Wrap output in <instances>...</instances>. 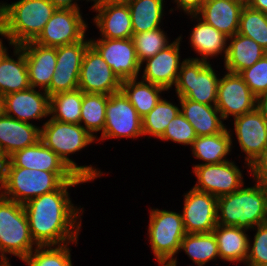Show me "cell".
<instances>
[{
	"instance_id": "6da1fadb",
	"label": "cell",
	"mask_w": 267,
	"mask_h": 266,
	"mask_svg": "<svg viewBox=\"0 0 267 266\" xmlns=\"http://www.w3.org/2000/svg\"><path fill=\"white\" fill-rule=\"evenodd\" d=\"M86 182L89 181H66L59 189L24 204L30 234L36 246L77 244L81 227V221L77 222V219L83 210L73 206L67 190Z\"/></svg>"
},
{
	"instance_id": "7a4b0ae2",
	"label": "cell",
	"mask_w": 267,
	"mask_h": 266,
	"mask_svg": "<svg viewBox=\"0 0 267 266\" xmlns=\"http://www.w3.org/2000/svg\"><path fill=\"white\" fill-rule=\"evenodd\" d=\"M66 181L88 180L75 172H47L15 167L5 159L0 168V195L24 205L33 198L59 189Z\"/></svg>"
},
{
	"instance_id": "3957f363",
	"label": "cell",
	"mask_w": 267,
	"mask_h": 266,
	"mask_svg": "<svg viewBox=\"0 0 267 266\" xmlns=\"http://www.w3.org/2000/svg\"><path fill=\"white\" fill-rule=\"evenodd\" d=\"M253 177L254 186L217 197V224L256 229L267 223V184L257 173Z\"/></svg>"
},
{
	"instance_id": "277c9868",
	"label": "cell",
	"mask_w": 267,
	"mask_h": 266,
	"mask_svg": "<svg viewBox=\"0 0 267 266\" xmlns=\"http://www.w3.org/2000/svg\"><path fill=\"white\" fill-rule=\"evenodd\" d=\"M56 9L49 0L0 3V36L7 38L13 47L34 41Z\"/></svg>"
},
{
	"instance_id": "5b68a950",
	"label": "cell",
	"mask_w": 267,
	"mask_h": 266,
	"mask_svg": "<svg viewBox=\"0 0 267 266\" xmlns=\"http://www.w3.org/2000/svg\"><path fill=\"white\" fill-rule=\"evenodd\" d=\"M40 140L56 153L77 175L88 181L103 175L101 170L90 166H78L68 156L97 140L82 124H71L49 119L41 128Z\"/></svg>"
},
{
	"instance_id": "8992f818",
	"label": "cell",
	"mask_w": 267,
	"mask_h": 266,
	"mask_svg": "<svg viewBox=\"0 0 267 266\" xmlns=\"http://www.w3.org/2000/svg\"><path fill=\"white\" fill-rule=\"evenodd\" d=\"M33 241L24 205L0 195V261L10 265L7 254L26 258L32 251Z\"/></svg>"
},
{
	"instance_id": "52a82bcc",
	"label": "cell",
	"mask_w": 267,
	"mask_h": 266,
	"mask_svg": "<svg viewBox=\"0 0 267 266\" xmlns=\"http://www.w3.org/2000/svg\"><path fill=\"white\" fill-rule=\"evenodd\" d=\"M219 80L209 62L198 57L186 58L179 70L175 92L178 97L216 106Z\"/></svg>"
},
{
	"instance_id": "ba28073f",
	"label": "cell",
	"mask_w": 267,
	"mask_h": 266,
	"mask_svg": "<svg viewBox=\"0 0 267 266\" xmlns=\"http://www.w3.org/2000/svg\"><path fill=\"white\" fill-rule=\"evenodd\" d=\"M151 249L161 266L172 262L178 253L181 241L187 234L181 214L160 209H151L149 220Z\"/></svg>"
},
{
	"instance_id": "9c48e42d",
	"label": "cell",
	"mask_w": 267,
	"mask_h": 266,
	"mask_svg": "<svg viewBox=\"0 0 267 266\" xmlns=\"http://www.w3.org/2000/svg\"><path fill=\"white\" fill-rule=\"evenodd\" d=\"M234 131L252 174L267 161V121L255 109L234 118Z\"/></svg>"
},
{
	"instance_id": "30bf717a",
	"label": "cell",
	"mask_w": 267,
	"mask_h": 266,
	"mask_svg": "<svg viewBox=\"0 0 267 266\" xmlns=\"http://www.w3.org/2000/svg\"><path fill=\"white\" fill-rule=\"evenodd\" d=\"M101 139L143 136L142 118L122 91L108 95Z\"/></svg>"
},
{
	"instance_id": "8fae6325",
	"label": "cell",
	"mask_w": 267,
	"mask_h": 266,
	"mask_svg": "<svg viewBox=\"0 0 267 266\" xmlns=\"http://www.w3.org/2000/svg\"><path fill=\"white\" fill-rule=\"evenodd\" d=\"M87 25L80 11L56 9L34 42L47 47L73 44L85 38Z\"/></svg>"
},
{
	"instance_id": "7c38bea8",
	"label": "cell",
	"mask_w": 267,
	"mask_h": 266,
	"mask_svg": "<svg viewBox=\"0 0 267 266\" xmlns=\"http://www.w3.org/2000/svg\"><path fill=\"white\" fill-rule=\"evenodd\" d=\"M121 86L122 81L90 44L82 59L78 89L83 93L110 95L120 92Z\"/></svg>"
},
{
	"instance_id": "4fadbf2b",
	"label": "cell",
	"mask_w": 267,
	"mask_h": 266,
	"mask_svg": "<svg viewBox=\"0 0 267 266\" xmlns=\"http://www.w3.org/2000/svg\"><path fill=\"white\" fill-rule=\"evenodd\" d=\"M197 177L194 189L216 197L230 194L243 187V176L234 162L198 164L193 167Z\"/></svg>"
},
{
	"instance_id": "5bb4252c",
	"label": "cell",
	"mask_w": 267,
	"mask_h": 266,
	"mask_svg": "<svg viewBox=\"0 0 267 266\" xmlns=\"http://www.w3.org/2000/svg\"><path fill=\"white\" fill-rule=\"evenodd\" d=\"M90 40L57 47L55 71L49 85V97L78 89L82 59Z\"/></svg>"
},
{
	"instance_id": "9a60e30c",
	"label": "cell",
	"mask_w": 267,
	"mask_h": 266,
	"mask_svg": "<svg viewBox=\"0 0 267 266\" xmlns=\"http://www.w3.org/2000/svg\"><path fill=\"white\" fill-rule=\"evenodd\" d=\"M216 108L223 120L242 116L256 109V96L238 73L227 71L218 83Z\"/></svg>"
},
{
	"instance_id": "2e32d148",
	"label": "cell",
	"mask_w": 267,
	"mask_h": 266,
	"mask_svg": "<svg viewBox=\"0 0 267 266\" xmlns=\"http://www.w3.org/2000/svg\"><path fill=\"white\" fill-rule=\"evenodd\" d=\"M90 44L100 53L102 58L121 81L138 79L141 69L132 38L126 39H90Z\"/></svg>"
},
{
	"instance_id": "e0dca14e",
	"label": "cell",
	"mask_w": 267,
	"mask_h": 266,
	"mask_svg": "<svg viewBox=\"0 0 267 266\" xmlns=\"http://www.w3.org/2000/svg\"><path fill=\"white\" fill-rule=\"evenodd\" d=\"M186 233H211L217 224V197L192 188L181 214Z\"/></svg>"
},
{
	"instance_id": "ac0fdd59",
	"label": "cell",
	"mask_w": 267,
	"mask_h": 266,
	"mask_svg": "<svg viewBox=\"0 0 267 266\" xmlns=\"http://www.w3.org/2000/svg\"><path fill=\"white\" fill-rule=\"evenodd\" d=\"M92 8L96 13L98 12L94 16V23L99 28L102 38H132L133 29L127 3L115 0H94Z\"/></svg>"
},
{
	"instance_id": "d6986e66",
	"label": "cell",
	"mask_w": 267,
	"mask_h": 266,
	"mask_svg": "<svg viewBox=\"0 0 267 266\" xmlns=\"http://www.w3.org/2000/svg\"><path fill=\"white\" fill-rule=\"evenodd\" d=\"M179 36L167 47L159 51L154 57L146 59L142 80L158 85L168 91L175 86L181 68Z\"/></svg>"
},
{
	"instance_id": "ffe728a7",
	"label": "cell",
	"mask_w": 267,
	"mask_h": 266,
	"mask_svg": "<svg viewBox=\"0 0 267 266\" xmlns=\"http://www.w3.org/2000/svg\"><path fill=\"white\" fill-rule=\"evenodd\" d=\"M44 94V95H43ZM50 97L45 91L30 87L2 97V112L14 119L29 123L31 119L49 116Z\"/></svg>"
},
{
	"instance_id": "44dd1931",
	"label": "cell",
	"mask_w": 267,
	"mask_h": 266,
	"mask_svg": "<svg viewBox=\"0 0 267 266\" xmlns=\"http://www.w3.org/2000/svg\"><path fill=\"white\" fill-rule=\"evenodd\" d=\"M19 46L25 53L30 86L39 87L49 95V85L56 70L57 47L42 46L34 41Z\"/></svg>"
},
{
	"instance_id": "7402d4cb",
	"label": "cell",
	"mask_w": 267,
	"mask_h": 266,
	"mask_svg": "<svg viewBox=\"0 0 267 266\" xmlns=\"http://www.w3.org/2000/svg\"><path fill=\"white\" fill-rule=\"evenodd\" d=\"M41 127L0 114V157L7 159L15 151L40 141Z\"/></svg>"
},
{
	"instance_id": "603a6c76",
	"label": "cell",
	"mask_w": 267,
	"mask_h": 266,
	"mask_svg": "<svg viewBox=\"0 0 267 266\" xmlns=\"http://www.w3.org/2000/svg\"><path fill=\"white\" fill-rule=\"evenodd\" d=\"M244 6L236 0H206L196 16L227 37H232L238 32Z\"/></svg>"
},
{
	"instance_id": "cb8c5ba5",
	"label": "cell",
	"mask_w": 267,
	"mask_h": 266,
	"mask_svg": "<svg viewBox=\"0 0 267 266\" xmlns=\"http://www.w3.org/2000/svg\"><path fill=\"white\" fill-rule=\"evenodd\" d=\"M15 167L47 172H74L41 140L36 144L15 151L7 158Z\"/></svg>"
},
{
	"instance_id": "d4e9b609",
	"label": "cell",
	"mask_w": 267,
	"mask_h": 266,
	"mask_svg": "<svg viewBox=\"0 0 267 266\" xmlns=\"http://www.w3.org/2000/svg\"><path fill=\"white\" fill-rule=\"evenodd\" d=\"M178 98L182 108L180 112L193 126L197 136L214 135L226 129L222 122L223 118L216 106H208L184 97Z\"/></svg>"
},
{
	"instance_id": "484cf974",
	"label": "cell",
	"mask_w": 267,
	"mask_h": 266,
	"mask_svg": "<svg viewBox=\"0 0 267 266\" xmlns=\"http://www.w3.org/2000/svg\"><path fill=\"white\" fill-rule=\"evenodd\" d=\"M228 44L227 55L224 59L226 71L239 73L247 69L260 60L267 51L253 39L236 33Z\"/></svg>"
},
{
	"instance_id": "4316f807",
	"label": "cell",
	"mask_w": 267,
	"mask_h": 266,
	"mask_svg": "<svg viewBox=\"0 0 267 266\" xmlns=\"http://www.w3.org/2000/svg\"><path fill=\"white\" fill-rule=\"evenodd\" d=\"M14 48L17 60L7 53L0 62V95L2 97L31 87L24 50L19 45H15Z\"/></svg>"
},
{
	"instance_id": "83f0119b",
	"label": "cell",
	"mask_w": 267,
	"mask_h": 266,
	"mask_svg": "<svg viewBox=\"0 0 267 266\" xmlns=\"http://www.w3.org/2000/svg\"><path fill=\"white\" fill-rule=\"evenodd\" d=\"M244 228L217 225L215 235L219 258L229 262H246L250 240Z\"/></svg>"
},
{
	"instance_id": "f1b7e54d",
	"label": "cell",
	"mask_w": 267,
	"mask_h": 266,
	"mask_svg": "<svg viewBox=\"0 0 267 266\" xmlns=\"http://www.w3.org/2000/svg\"><path fill=\"white\" fill-rule=\"evenodd\" d=\"M190 16L197 19V21L199 20V23L195 25L191 33L190 44L194 50L201 55V60L207 61L208 57H216L223 51L225 59L228 49L226 46L228 45L227 41H229V37L218 31L212 25L205 23L202 19H198V16Z\"/></svg>"
},
{
	"instance_id": "f546056e",
	"label": "cell",
	"mask_w": 267,
	"mask_h": 266,
	"mask_svg": "<svg viewBox=\"0 0 267 266\" xmlns=\"http://www.w3.org/2000/svg\"><path fill=\"white\" fill-rule=\"evenodd\" d=\"M232 145L231 134L226 128L214 135L197 136L191 149L195 158L205 162L202 164H219L228 161L226 156Z\"/></svg>"
},
{
	"instance_id": "4dcf8cb0",
	"label": "cell",
	"mask_w": 267,
	"mask_h": 266,
	"mask_svg": "<svg viewBox=\"0 0 267 266\" xmlns=\"http://www.w3.org/2000/svg\"><path fill=\"white\" fill-rule=\"evenodd\" d=\"M121 91L129 99L139 116L143 118L162 98L159 94L166 90L143 80L137 81L135 78L122 81Z\"/></svg>"
},
{
	"instance_id": "1f68e13d",
	"label": "cell",
	"mask_w": 267,
	"mask_h": 266,
	"mask_svg": "<svg viewBox=\"0 0 267 266\" xmlns=\"http://www.w3.org/2000/svg\"><path fill=\"white\" fill-rule=\"evenodd\" d=\"M130 9L133 34L160 28L163 0H131Z\"/></svg>"
},
{
	"instance_id": "d6a6232c",
	"label": "cell",
	"mask_w": 267,
	"mask_h": 266,
	"mask_svg": "<svg viewBox=\"0 0 267 266\" xmlns=\"http://www.w3.org/2000/svg\"><path fill=\"white\" fill-rule=\"evenodd\" d=\"M83 92L80 89L50 96V118L60 122L80 124Z\"/></svg>"
},
{
	"instance_id": "836d02e7",
	"label": "cell",
	"mask_w": 267,
	"mask_h": 266,
	"mask_svg": "<svg viewBox=\"0 0 267 266\" xmlns=\"http://www.w3.org/2000/svg\"><path fill=\"white\" fill-rule=\"evenodd\" d=\"M180 250L198 265H205L210 260L219 258L218 245L213 232L187 233L181 241Z\"/></svg>"
},
{
	"instance_id": "e575fe53",
	"label": "cell",
	"mask_w": 267,
	"mask_h": 266,
	"mask_svg": "<svg viewBox=\"0 0 267 266\" xmlns=\"http://www.w3.org/2000/svg\"><path fill=\"white\" fill-rule=\"evenodd\" d=\"M107 100L106 94L83 93L80 124L83 123V127L95 138L94 132L104 130Z\"/></svg>"
},
{
	"instance_id": "d590c367",
	"label": "cell",
	"mask_w": 267,
	"mask_h": 266,
	"mask_svg": "<svg viewBox=\"0 0 267 266\" xmlns=\"http://www.w3.org/2000/svg\"><path fill=\"white\" fill-rule=\"evenodd\" d=\"M179 112L180 108L178 106L161 98L156 106L142 118L143 136L151 135L160 138L167 125Z\"/></svg>"
},
{
	"instance_id": "8d00e7d4",
	"label": "cell",
	"mask_w": 267,
	"mask_h": 266,
	"mask_svg": "<svg viewBox=\"0 0 267 266\" xmlns=\"http://www.w3.org/2000/svg\"><path fill=\"white\" fill-rule=\"evenodd\" d=\"M237 33L253 39L267 51V13L245 5L240 15Z\"/></svg>"
},
{
	"instance_id": "74e56055",
	"label": "cell",
	"mask_w": 267,
	"mask_h": 266,
	"mask_svg": "<svg viewBox=\"0 0 267 266\" xmlns=\"http://www.w3.org/2000/svg\"><path fill=\"white\" fill-rule=\"evenodd\" d=\"M68 244L59 246H36L22 261L28 266H73ZM54 247V248H53Z\"/></svg>"
},
{
	"instance_id": "f35d334b",
	"label": "cell",
	"mask_w": 267,
	"mask_h": 266,
	"mask_svg": "<svg viewBox=\"0 0 267 266\" xmlns=\"http://www.w3.org/2000/svg\"><path fill=\"white\" fill-rule=\"evenodd\" d=\"M132 40L141 65L146 59L154 57L159 51L170 45L161 28L133 34Z\"/></svg>"
},
{
	"instance_id": "ab89813d",
	"label": "cell",
	"mask_w": 267,
	"mask_h": 266,
	"mask_svg": "<svg viewBox=\"0 0 267 266\" xmlns=\"http://www.w3.org/2000/svg\"><path fill=\"white\" fill-rule=\"evenodd\" d=\"M196 137L197 134L193 126L179 112L167 125L165 132L159 139L165 141L171 140L183 145H192Z\"/></svg>"
},
{
	"instance_id": "60d3db41",
	"label": "cell",
	"mask_w": 267,
	"mask_h": 266,
	"mask_svg": "<svg viewBox=\"0 0 267 266\" xmlns=\"http://www.w3.org/2000/svg\"><path fill=\"white\" fill-rule=\"evenodd\" d=\"M238 74L256 97L267 93V53L254 65Z\"/></svg>"
},
{
	"instance_id": "b9f144b4",
	"label": "cell",
	"mask_w": 267,
	"mask_h": 266,
	"mask_svg": "<svg viewBox=\"0 0 267 266\" xmlns=\"http://www.w3.org/2000/svg\"><path fill=\"white\" fill-rule=\"evenodd\" d=\"M246 264H267V223L257 226L254 242L249 244Z\"/></svg>"
},
{
	"instance_id": "7bdbcfd3",
	"label": "cell",
	"mask_w": 267,
	"mask_h": 266,
	"mask_svg": "<svg viewBox=\"0 0 267 266\" xmlns=\"http://www.w3.org/2000/svg\"><path fill=\"white\" fill-rule=\"evenodd\" d=\"M178 8L188 15H196L206 0H174Z\"/></svg>"
},
{
	"instance_id": "ee69618b",
	"label": "cell",
	"mask_w": 267,
	"mask_h": 266,
	"mask_svg": "<svg viewBox=\"0 0 267 266\" xmlns=\"http://www.w3.org/2000/svg\"><path fill=\"white\" fill-rule=\"evenodd\" d=\"M57 9H71L80 11L78 4L74 0H49ZM78 1V0H77ZM94 1V0H87Z\"/></svg>"
},
{
	"instance_id": "f6af8a7d",
	"label": "cell",
	"mask_w": 267,
	"mask_h": 266,
	"mask_svg": "<svg viewBox=\"0 0 267 266\" xmlns=\"http://www.w3.org/2000/svg\"><path fill=\"white\" fill-rule=\"evenodd\" d=\"M256 110L267 121V93L261 94L256 97Z\"/></svg>"
},
{
	"instance_id": "bcb514c9",
	"label": "cell",
	"mask_w": 267,
	"mask_h": 266,
	"mask_svg": "<svg viewBox=\"0 0 267 266\" xmlns=\"http://www.w3.org/2000/svg\"><path fill=\"white\" fill-rule=\"evenodd\" d=\"M247 5L252 9L267 13V0H250Z\"/></svg>"
},
{
	"instance_id": "7dc6e473",
	"label": "cell",
	"mask_w": 267,
	"mask_h": 266,
	"mask_svg": "<svg viewBox=\"0 0 267 266\" xmlns=\"http://www.w3.org/2000/svg\"><path fill=\"white\" fill-rule=\"evenodd\" d=\"M267 184V161L256 172Z\"/></svg>"
},
{
	"instance_id": "c3c4849f",
	"label": "cell",
	"mask_w": 267,
	"mask_h": 266,
	"mask_svg": "<svg viewBox=\"0 0 267 266\" xmlns=\"http://www.w3.org/2000/svg\"><path fill=\"white\" fill-rule=\"evenodd\" d=\"M7 49L3 46L2 40L0 38V62L3 59V57L7 54Z\"/></svg>"
},
{
	"instance_id": "681fc988",
	"label": "cell",
	"mask_w": 267,
	"mask_h": 266,
	"mask_svg": "<svg viewBox=\"0 0 267 266\" xmlns=\"http://www.w3.org/2000/svg\"><path fill=\"white\" fill-rule=\"evenodd\" d=\"M165 266H177V258H174L172 262L166 264ZM198 266H203V265H198Z\"/></svg>"
},
{
	"instance_id": "f907efd6",
	"label": "cell",
	"mask_w": 267,
	"mask_h": 266,
	"mask_svg": "<svg viewBox=\"0 0 267 266\" xmlns=\"http://www.w3.org/2000/svg\"><path fill=\"white\" fill-rule=\"evenodd\" d=\"M236 1H239V2L243 3L244 5H247L250 0H236Z\"/></svg>"
},
{
	"instance_id": "816d5d0a",
	"label": "cell",
	"mask_w": 267,
	"mask_h": 266,
	"mask_svg": "<svg viewBox=\"0 0 267 266\" xmlns=\"http://www.w3.org/2000/svg\"><path fill=\"white\" fill-rule=\"evenodd\" d=\"M248 266H267V264H247Z\"/></svg>"
},
{
	"instance_id": "f5cc1de1",
	"label": "cell",
	"mask_w": 267,
	"mask_h": 266,
	"mask_svg": "<svg viewBox=\"0 0 267 266\" xmlns=\"http://www.w3.org/2000/svg\"><path fill=\"white\" fill-rule=\"evenodd\" d=\"M2 113V96L0 95V114Z\"/></svg>"
},
{
	"instance_id": "db71d44e",
	"label": "cell",
	"mask_w": 267,
	"mask_h": 266,
	"mask_svg": "<svg viewBox=\"0 0 267 266\" xmlns=\"http://www.w3.org/2000/svg\"><path fill=\"white\" fill-rule=\"evenodd\" d=\"M115 1H117V2H121V3H127V2H129V1H131V0H115Z\"/></svg>"
},
{
	"instance_id": "11a10c76",
	"label": "cell",
	"mask_w": 267,
	"mask_h": 266,
	"mask_svg": "<svg viewBox=\"0 0 267 266\" xmlns=\"http://www.w3.org/2000/svg\"><path fill=\"white\" fill-rule=\"evenodd\" d=\"M2 163H3V160H2V158L0 157V168H1Z\"/></svg>"
}]
</instances>
